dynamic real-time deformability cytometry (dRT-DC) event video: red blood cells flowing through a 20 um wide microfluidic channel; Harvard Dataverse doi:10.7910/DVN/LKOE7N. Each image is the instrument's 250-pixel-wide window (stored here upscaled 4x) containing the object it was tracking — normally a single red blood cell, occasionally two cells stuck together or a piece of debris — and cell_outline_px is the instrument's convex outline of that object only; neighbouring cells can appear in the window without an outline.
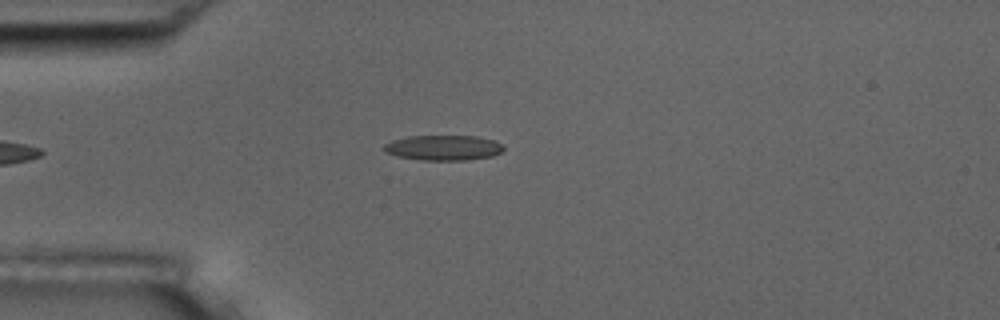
{"species": "common noctule bat (a hibernating species)", "species_latin": "Nyctalus noctula", "temperature_condition": "room temperature", "stored_images_in_passage": 4, "camera_frame_rate_fps": 3000, "um_per_image_px": 0.085, "animal": {"sex": "male", "body_mass_g": 17.5, "forearm_length_mm": 52.3}, "frame": {"image": 1, "passage_image": 4, "time_ms": 4.333, "image_size_px": [1000, 320], "cell_outline_px": [[504, 148], [500, 152], [492, 156], [468, 160], [424, 160], [396, 156], [384, 152], [384, 144], [392, 140], [408, 136], [476, 136], [496, 140], [504, 144]], "centroid_in_image_um": [37.71, 12.55], "position_along_channel_um": 47.3, "area_um2": 17.69}}